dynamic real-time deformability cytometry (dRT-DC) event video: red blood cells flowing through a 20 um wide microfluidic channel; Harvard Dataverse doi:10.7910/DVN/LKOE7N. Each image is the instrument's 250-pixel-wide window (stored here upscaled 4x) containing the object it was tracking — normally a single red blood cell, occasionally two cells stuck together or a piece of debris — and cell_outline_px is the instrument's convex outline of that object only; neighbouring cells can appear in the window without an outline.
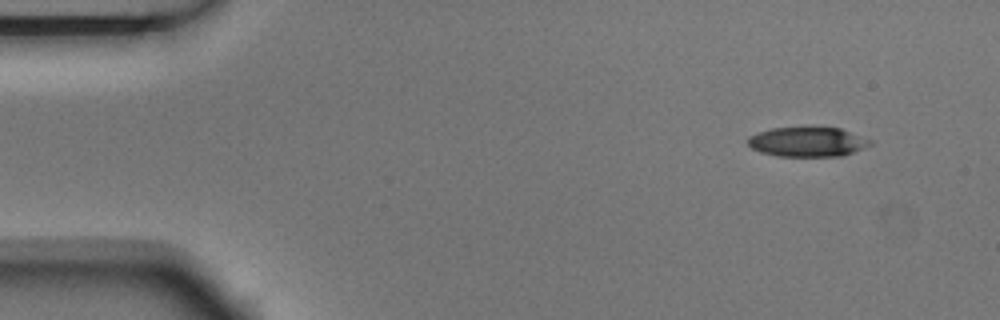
{"species": "Egyptian fruit bat (a non-hibernating species)", "species_latin": "Rousettus aegyptiacus", "temperature_condition": "room temperature", "stored_images_in_passage": 4, "camera_frame_rate_fps": 3000, "um_per_image_px": 0.085, "animal": {"sex": "male"}, "frame": {"image": 1, "passage_image": 1, "time_ms": 0.0, "image_size_px": [1000, 320], "cell_outline_px": [[872, 144], [844, 156], [776, 156], [760, 152], [752, 148], [744, 140], [748, 136], [756, 132], [772, 128], [816, 124], [840, 128], [872, 140]], "centroid_in_image_um": [68.6, 12.01], "position_along_channel_um": 16.4, "area_um2": 22.14}}
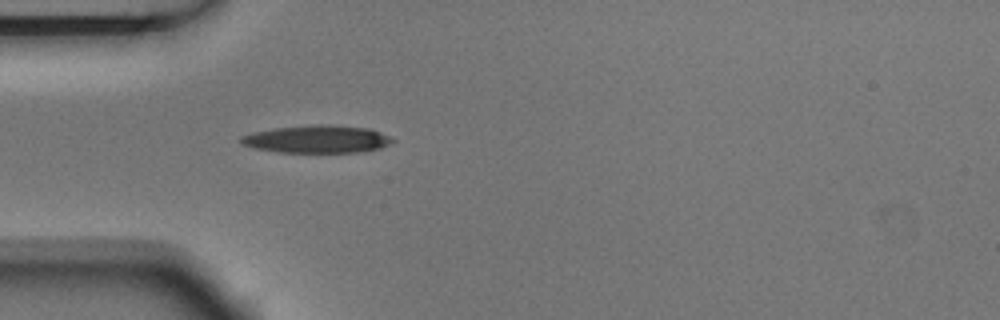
{"frame": {"image": 2, "passage_image": 4, "time_ms": 1.0, "image_size_px": [1000, 320], "cell_outline_px": [[396, 140], [392, 144], [380, 148], [360, 152], [280, 152], [252, 148], [240, 144], [240, 136], [252, 132], [276, 128], [320, 124], [332, 124], [368, 128], [392, 136]], "centroid_in_image_um": [26.98, 11.82], "position_along_channel_um": 58.0, "area_um2": 24.68}}